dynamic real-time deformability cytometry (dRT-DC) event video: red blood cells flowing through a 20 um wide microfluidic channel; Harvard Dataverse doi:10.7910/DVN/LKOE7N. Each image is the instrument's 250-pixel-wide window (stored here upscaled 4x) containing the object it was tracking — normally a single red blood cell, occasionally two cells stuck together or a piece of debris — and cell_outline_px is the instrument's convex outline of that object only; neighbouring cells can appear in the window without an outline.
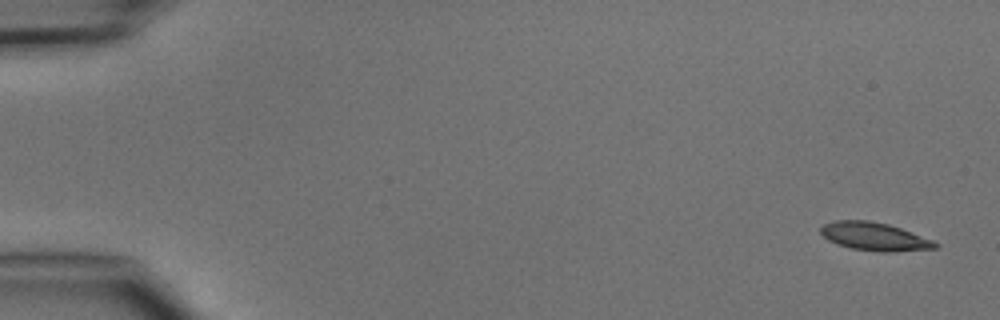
{"species": "common noctule bat (a hibernating species)", "species_latin": "Nyctalus noctula", "temperature_condition": "cold", "stored_images_in_passage": 5, "camera_frame_rate_fps": 3000, "um_per_image_px": 0.085, "animal": {"sex": "male", "body_mass_g": 15.6}, "frame": {"image": 1, "passage_image": 1, "time_ms": 0.0, "image_size_px": [1000, 320], "cell_outline_px": [[940, 244], [936, 248], [892, 252], [880, 252], [852, 248], [836, 244], [828, 240], [820, 232], [820, 228], [824, 224], [836, 220], [868, 220], [888, 224], [900, 228], [932, 240]], "centroid_in_image_um": [74.31, 20.1], "position_along_channel_um": 10.7, "area_um2": 18.67}}